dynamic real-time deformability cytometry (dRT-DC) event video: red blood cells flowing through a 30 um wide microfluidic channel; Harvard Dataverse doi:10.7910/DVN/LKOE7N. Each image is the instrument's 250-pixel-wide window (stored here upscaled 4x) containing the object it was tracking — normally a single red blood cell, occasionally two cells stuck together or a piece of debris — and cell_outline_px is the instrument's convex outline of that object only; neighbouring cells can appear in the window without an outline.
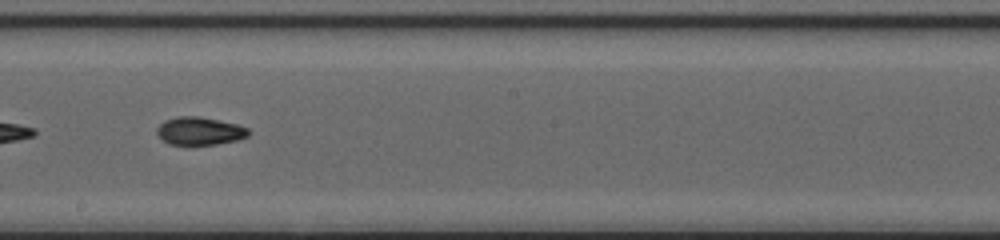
{"species": "common noctule bat (a hibernating species)", "species_latin": "Nyctalus noctula", "temperature_condition": "cold", "stored_images_in_passage": 53, "segment_of_instrument_passage": [2, 2], "camera_frame_rate_fps": 3000, "um_per_image_px": 0.085, "animal": {"sex": "female", "body_mass_g": 20.0, "forearm_length_mm": 54.0}, "frame": {"image": 1, "passage_image": 33, "time_ms": 10.667, "image_size_px": [1000, 240], "cell_outline_px": [[248, 136], [236, 140], [216, 144], [168, 144], [156, 132], [156, 128], [164, 120], [176, 116], [200, 116], [236, 124], [248, 128]], "centroid_in_image_um": [16.94, 11.12], "position_along_channel_um": 231.3, "area_um2": 14.74}}
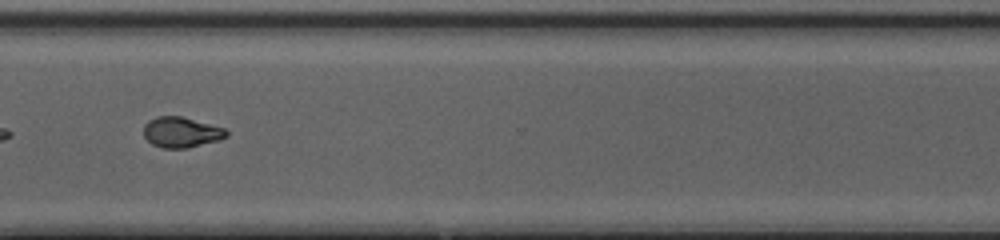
{"frame": {"image": 2, "passage_image": 42, "time_ms": 13.667, "image_size_px": [1000, 240], "cell_outline_px": [[228, 136], [220, 140], [188, 148], [160, 148], [152, 144], [144, 136], [144, 124], [148, 120], [156, 116], [180, 116], [224, 128], [228, 132]], "centroid_in_image_um": [15.4, 11.25], "position_along_channel_um": 355.2, "area_um2": 14.74}}